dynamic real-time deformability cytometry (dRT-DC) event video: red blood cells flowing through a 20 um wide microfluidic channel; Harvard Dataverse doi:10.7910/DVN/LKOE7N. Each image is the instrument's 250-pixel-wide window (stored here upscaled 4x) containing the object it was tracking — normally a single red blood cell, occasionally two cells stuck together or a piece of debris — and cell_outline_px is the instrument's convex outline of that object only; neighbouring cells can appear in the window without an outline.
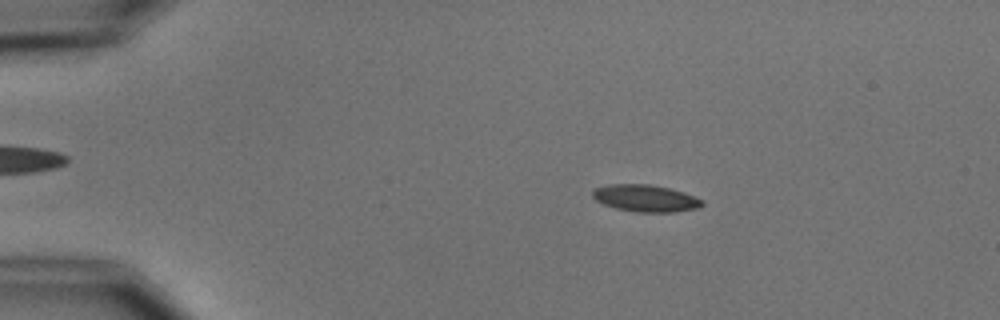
{"species": "common noctule bat (a hibernating species)", "species_latin": "Nyctalus noctula", "temperature_condition": "cold", "stored_images_in_passage": 9, "camera_frame_rate_fps": 3000, "um_per_image_px": 0.085, "animal": {"sex": "male", "body_mass_g": 15.6}, "frame": {"image": 1, "passage_image": 2, "time_ms": 1.333, "image_size_px": [1000, 320], "cell_outline_px": [[704, 204], [700, 208], [672, 212], [636, 212], [616, 208], [604, 204], [596, 200], [592, 196], [592, 192], [596, 188], [608, 184], [652, 184], [672, 188], [684, 192], [704, 200]], "centroid_in_image_um": [54.91, 16.84], "position_along_channel_um": 30.1, "area_um2": 17.4}}
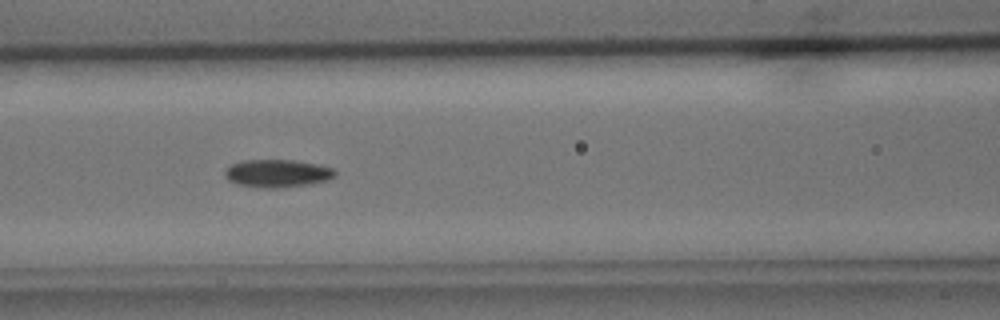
{"frame": {"image": 2, "passage_image": 6, "time_ms": 6.0, "image_size_px": [1000, 320], "cell_outline_px": [[336, 176], [328, 180], [308, 184], [280, 188], [256, 188], [240, 184], [228, 180], [224, 176], [224, 172], [232, 164], [244, 160], [292, 160], [316, 164], [332, 168], [336, 172]], "centroid_in_image_um": [23.57, 14.74], "position_along_channel_um": 143.0, "area_um2": 17.8}}
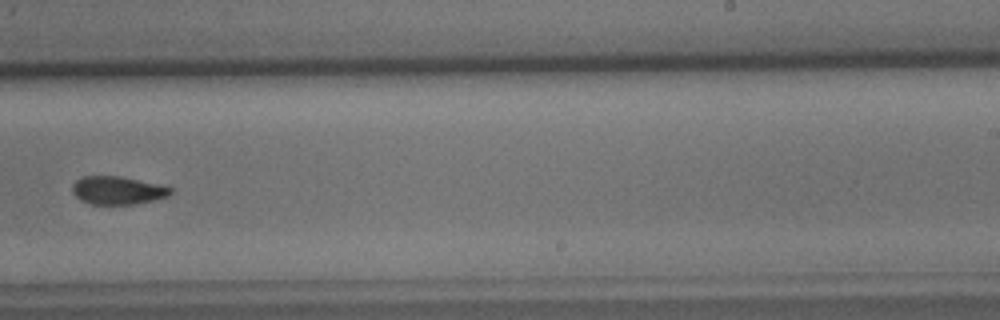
{"frame": {"image": 3, "passage_image": 9, "time_ms": 9.667, "image_size_px": [1000, 320], "cell_outline_px": [[172, 192], [168, 196], [156, 200], [132, 204], [92, 204], [80, 200], [72, 192], [72, 184], [76, 180], [84, 176], [120, 176], [156, 184], [172, 188]], "centroid_in_image_um": [9.97, 16.18], "position_along_channel_um": 279.0, "area_um2": 15.95}}